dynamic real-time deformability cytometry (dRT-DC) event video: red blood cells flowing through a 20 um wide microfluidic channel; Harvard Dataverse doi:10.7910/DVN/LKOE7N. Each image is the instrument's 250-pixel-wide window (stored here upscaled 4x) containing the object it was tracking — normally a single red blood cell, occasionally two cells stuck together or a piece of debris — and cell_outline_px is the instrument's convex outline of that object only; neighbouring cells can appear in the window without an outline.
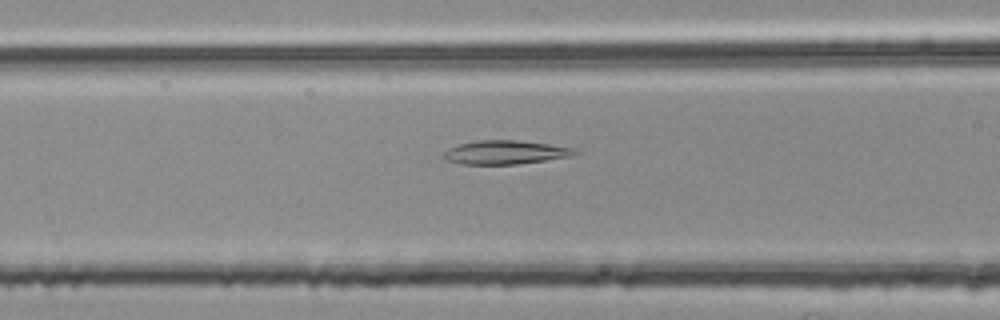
{"species": "common noctule bat (a hibernating species)", "species_latin": "Nyctalus noctula", "temperature_condition": "room temperature", "stored_images_in_passage": 54, "segment_of_instrument_passage": [2, 2], "camera_frame_rate_fps": 3000, "um_per_image_px": 0.085, "animal": {"sex": "female", "body_mass_g": 25.1}, "frame": {"image": 1, "passage_image": 22, "time_ms": 7.0, "image_size_px": [1000, 320], "cell_outline_px": [[580, 152], [572, 156], [516, 164], [464, 164], [448, 160], [444, 156], [444, 152], [448, 148], [460, 144], [480, 140], [516, 140], [548, 144], [576, 148]], "centroid_in_image_um": [43.0, 12.94], "position_along_channel_um": 123.6, "area_um2": 17.92}}
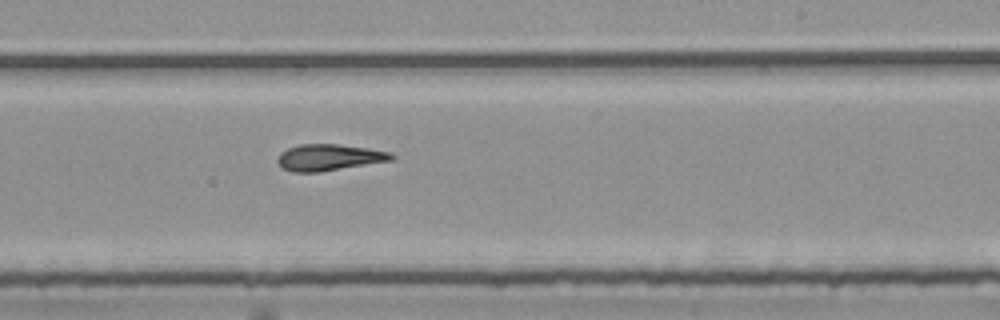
{"frame": {"image": 2, "passage_image": 33, "time_ms": 10.667, "image_size_px": [1000, 320], "cell_outline_px": [[396, 156], [392, 160], [320, 172], [292, 172], [280, 168], [276, 160], [280, 152], [288, 148], [300, 144], [340, 144], [368, 148], [392, 152]], "centroid_in_image_um": [27.95, 13.38], "position_along_channel_um": 261.1, "area_um2": 17.74}}
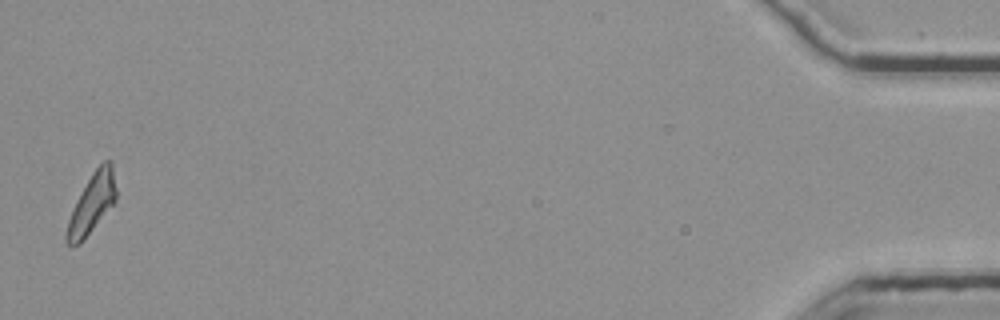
{"frame": {"image": 3, "passage_image": 54, "time_ms": 17.667, "image_size_px": [1000, 320], "cell_outline_px": [[116, 200], [80, 244], [68, 244], [64, 240], [64, 236], [68, 220], [72, 208], [76, 200], [92, 172], [104, 160], [112, 160], [116, 188]], "centroid_in_image_um": [7.8, 17.28], "position_along_channel_um": 427.4, "area_um2": 17.05}}